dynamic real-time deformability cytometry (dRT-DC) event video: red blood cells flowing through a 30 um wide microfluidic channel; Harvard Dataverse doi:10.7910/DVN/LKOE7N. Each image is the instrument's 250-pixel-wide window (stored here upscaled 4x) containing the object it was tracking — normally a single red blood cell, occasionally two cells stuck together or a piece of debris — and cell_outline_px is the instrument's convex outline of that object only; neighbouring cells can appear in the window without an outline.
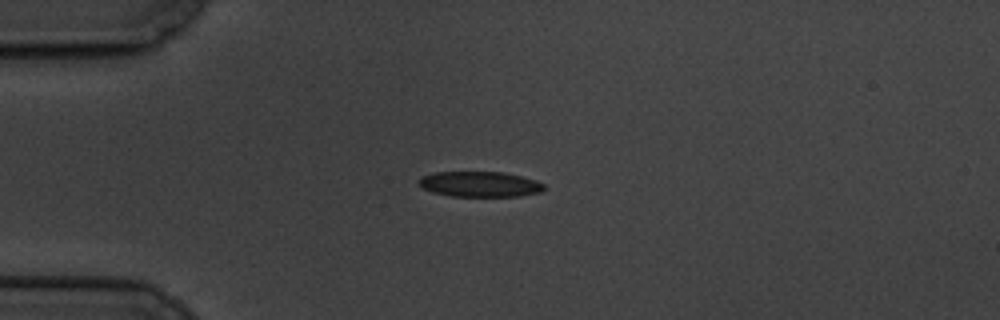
{"species": "common noctule bat (a hibernating species)", "species_latin": "Nyctalus noctula", "temperature_condition": "cold", "stored_images_in_passage": 3, "camera_frame_rate_fps": 3000, "um_per_image_px": 0.085, "animal": {"sex": "male", "body_mass_g": 19.5, "forearm_length_mm": 54.6}, "frame": {"image": 1, "passage_image": 1, "time_ms": 0.0, "image_size_px": [1000, 320], "cell_outline_px": [[544, 188], [540, 192], [520, 196], [452, 196], [432, 192], [424, 188], [420, 184], [420, 176], [436, 172], [504, 172], [536, 180], [544, 184]], "centroid_in_image_um": [40.8, 15.65], "position_along_channel_um": 44.2, "area_um2": 18.38}}
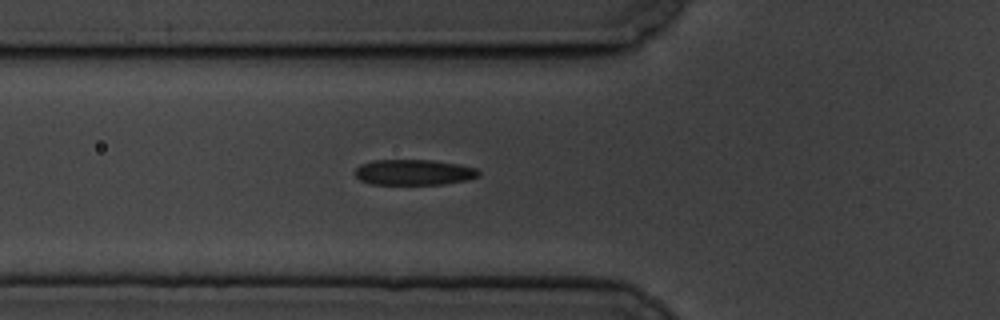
{"frame": {"image": 2, "passage_image": 3, "time_ms": 2.0, "image_size_px": [1000, 320], "cell_outline_px": [[480, 176], [464, 180], [444, 184], [372, 184], [360, 180], [356, 176], [356, 168], [360, 164], [372, 160], [432, 160], [456, 164], [476, 168], [480, 172]], "centroid_in_image_um": [35.16, 14.64], "position_along_channel_um": 90.6, "area_um2": 18.32}}